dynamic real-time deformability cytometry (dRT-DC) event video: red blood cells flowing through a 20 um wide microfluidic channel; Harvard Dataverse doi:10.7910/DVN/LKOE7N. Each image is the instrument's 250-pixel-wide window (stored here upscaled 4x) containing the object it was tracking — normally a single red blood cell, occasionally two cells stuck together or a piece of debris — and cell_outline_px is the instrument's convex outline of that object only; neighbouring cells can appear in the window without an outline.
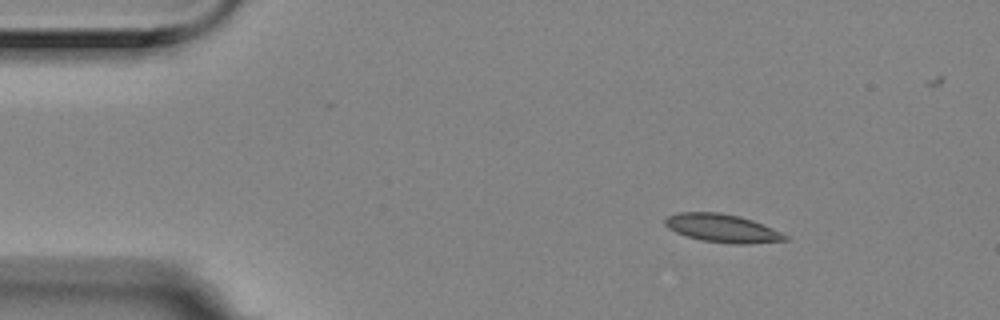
{"species": "Egyptian fruit bat (a non-hibernating species)", "species_latin": "Rousettus aegyptiacus", "temperature_condition": "room temperature", "stored_images_in_passage": 3, "camera_frame_rate_fps": 3000, "um_per_image_px": 0.085, "animal": {"sex": "female"}, "frame": {"image": 1, "passage_image": 1, "time_ms": 0.0, "image_size_px": [1000, 320], "cell_outline_px": [[788, 240], [748, 244], [732, 244], [700, 240], [676, 232], [668, 228], [664, 224], [664, 220], [668, 216], [680, 212], [720, 212], [740, 216], [752, 220], [772, 228], [788, 236]], "centroid_in_image_um": [61.39, 19.4], "position_along_channel_um": 23.6, "area_um2": 19.71}}
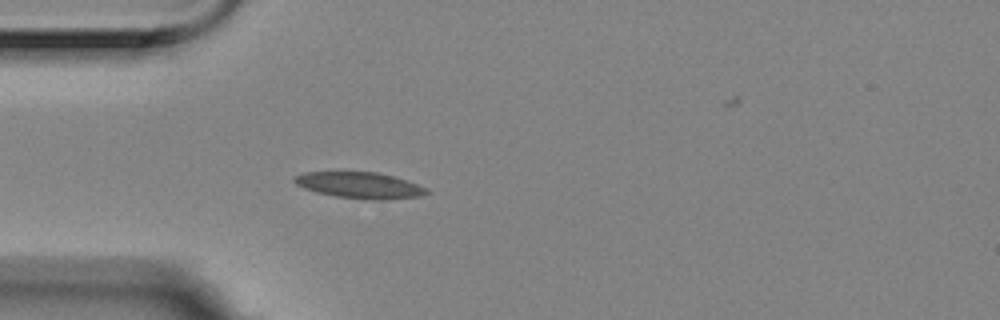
{"frame": {"image": 2, "passage_image": 3, "time_ms": 0.667, "image_size_px": [1000, 320], "cell_outline_px": [[432, 192], [420, 196], [388, 200], [368, 200], [336, 196], [316, 192], [304, 188], [296, 184], [292, 180], [296, 176], [304, 172], [376, 172], [392, 176], [428, 188]], "centroid_in_image_um": [30.6, 15.76], "position_along_channel_um": 54.4, "area_um2": 20.17}}